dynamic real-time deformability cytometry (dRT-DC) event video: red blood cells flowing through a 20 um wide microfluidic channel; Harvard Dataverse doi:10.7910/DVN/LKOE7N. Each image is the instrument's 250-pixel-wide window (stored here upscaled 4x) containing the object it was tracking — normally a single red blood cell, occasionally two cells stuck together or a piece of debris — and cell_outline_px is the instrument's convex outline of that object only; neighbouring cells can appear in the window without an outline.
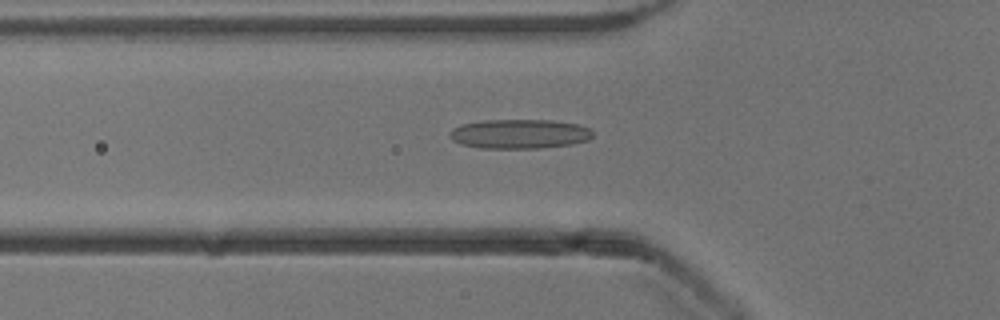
{"species": "common noctule bat (a hibernating species)", "species_latin": "Nyctalus noctula", "temperature_condition": "cold", "stored_images_in_passage": 44, "camera_frame_rate_fps": 3000, "um_per_image_px": 0.085, "animal": {"sex": "male", "body_mass_g": 13.3}, "frame": {"image": 1, "passage_image": 15, "time_ms": 4.667, "image_size_px": [1000, 320], "cell_outline_px": [[592, 136], [588, 140], [572, 144], [540, 148], [480, 148], [460, 144], [452, 140], [448, 136], [448, 132], [452, 128], [460, 124], [484, 120], [552, 120], [580, 124], [588, 128], [592, 132]], "centroid_in_image_um": [44.11, 11.38], "position_along_channel_um": 81.7, "area_um2": 24.74}}
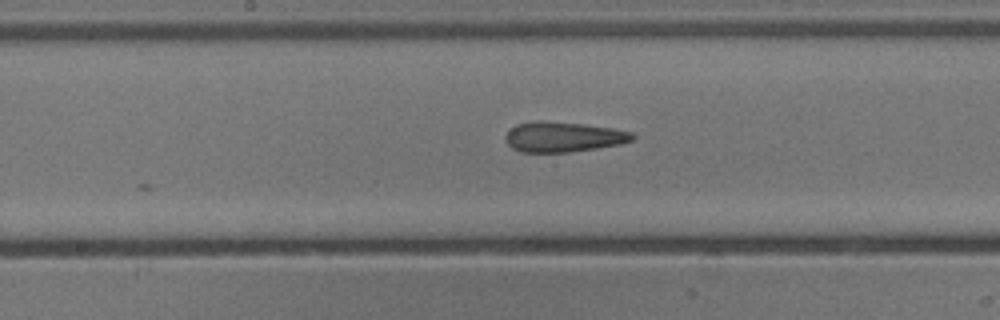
{"frame": {"image": 2, "passage_image": 24, "time_ms": 7.667, "image_size_px": [1000, 320], "cell_outline_px": [[636, 136], [632, 140], [620, 144], [596, 148], [568, 152], [520, 152], [512, 148], [508, 144], [504, 136], [516, 124], [532, 120], [540, 120], [580, 124], [612, 128], [632, 132]], "centroid_in_image_um": [47.85, 11.63], "position_along_channel_um": 200.4, "area_um2": 22.25}}
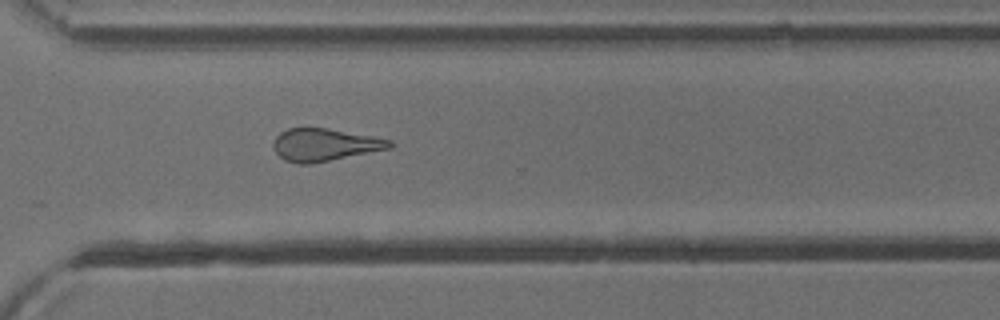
{"frame": {"image": 3, "passage_image": 35, "time_ms": 11.333, "image_size_px": [1000, 320], "cell_outline_px": [[392, 148], [308, 164], [296, 164], [284, 160], [276, 152], [272, 144], [276, 136], [280, 132], [288, 128], [324, 128], [372, 136], [392, 140]], "centroid_in_image_um": [27.57, 12.31], "position_along_channel_um": 343.0, "area_um2": 21.79}, "authors_computed_cell_mechanics": {"area_um2": 22.8021, "velocity_mm_per_s": 3.9078, "shape_relaxation_time_tau1_ms": null, "shape_relaxation_time_tau2_ms": 2.4732, "deformation_change_tau1": null, "deformation_change_tau2": 0.1426}}